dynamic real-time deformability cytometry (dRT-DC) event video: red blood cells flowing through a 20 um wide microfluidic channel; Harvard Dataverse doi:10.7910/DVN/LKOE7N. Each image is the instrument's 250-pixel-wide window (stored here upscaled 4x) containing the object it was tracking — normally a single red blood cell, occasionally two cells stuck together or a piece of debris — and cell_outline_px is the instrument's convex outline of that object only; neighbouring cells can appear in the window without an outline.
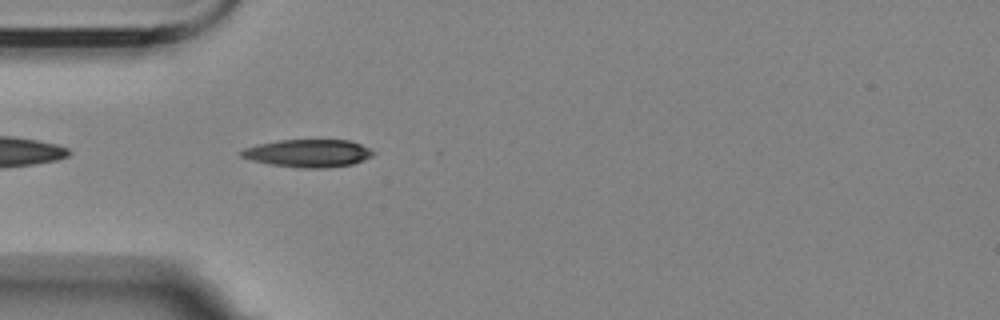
{"species": "Egyptian fruit bat (a non-hibernating species)", "species_latin": "Rousettus aegyptiacus", "temperature_condition": "room temperature", "stored_images_in_passage": 44, "camera_frame_rate_fps": 3000, "um_per_image_px": 0.085, "animal": {"sex": "female"}, "frame": {"image": 1, "passage_image": 3, "time_ms": 0.667, "image_size_px": [1000, 320], "cell_outline_px": [[376, 152], [372, 156], [352, 164], [328, 168], [300, 168], [272, 164], [252, 160], [240, 156], [236, 152], [244, 148], [256, 144], [276, 140], [348, 140], [360, 144]], "centroid_in_image_um": [26.15, 13.02], "position_along_channel_um": 58.9, "area_um2": 21.39}}
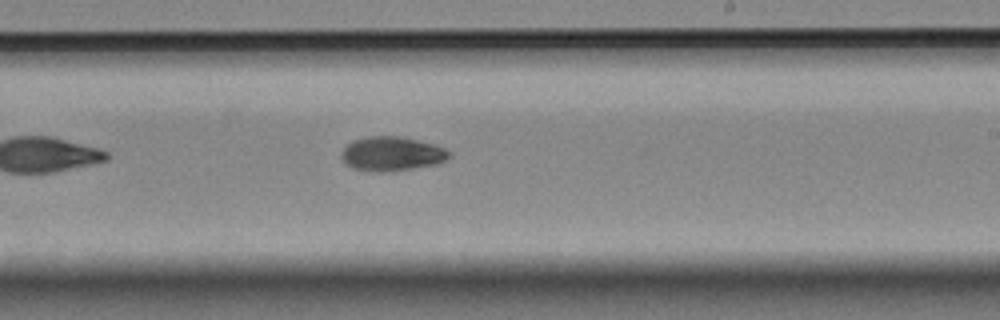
{"frame": {"image": 2, "passage_image": 20, "time_ms": 6.333, "image_size_px": [1000, 320], "cell_outline_px": [[452, 156], [436, 164], [392, 172], [376, 172], [352, 168], [344, 164], [340, 156], [340, 152], [352, 140], [368, 136], [400, 136], [436, 144], [444, 148]], "centroid_in_image_um": [33.26, 13.08], "position_along_channel_um": 255.7, "area_um2": 21.79}}
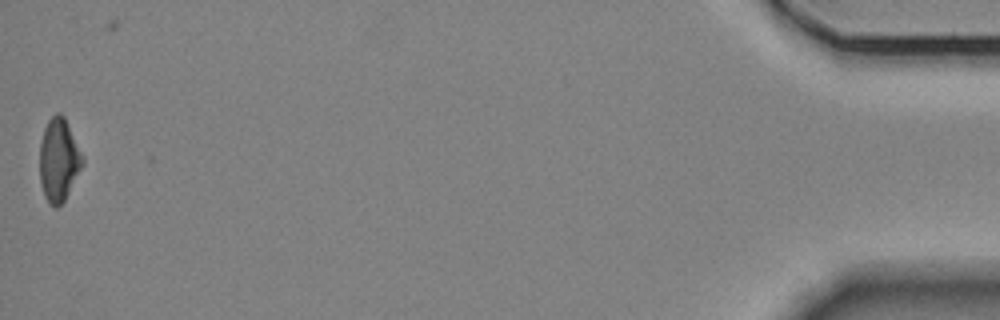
{"frame": {"image": 3, "passage_image": 43, "time_ms": 14.0, "image_size_px": [1000, 320], "cell_outline_px": [[84, 164], [64, 200], [56, 208], [48, 204], [44, 196], [40, 184], [40, 140], [44, 128], [48, 120], [56, 112], [60, 112], [64, 116], [84, 156]], "centroid_in_image_um": [4.99, 13.59], "position_along_channel_um": 430.2, "area_um2": 20.92}, "authors_computed_cell_mechanics": {"area_um2": 20.9236, "velocity_mm_per_s": 3.5086, "shape_relaxation_time_tau1_ms": 4.8637, "shape_relaxation_time_tau2_ms": null, "deformation_change_tau1": 0.1652, "deformation_change_tau2": null}}